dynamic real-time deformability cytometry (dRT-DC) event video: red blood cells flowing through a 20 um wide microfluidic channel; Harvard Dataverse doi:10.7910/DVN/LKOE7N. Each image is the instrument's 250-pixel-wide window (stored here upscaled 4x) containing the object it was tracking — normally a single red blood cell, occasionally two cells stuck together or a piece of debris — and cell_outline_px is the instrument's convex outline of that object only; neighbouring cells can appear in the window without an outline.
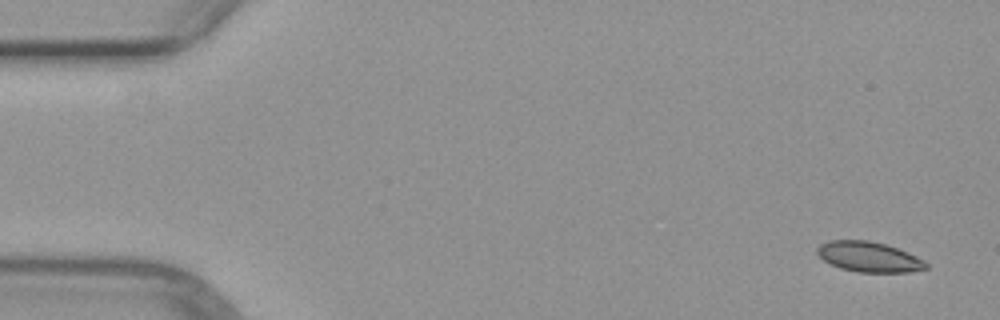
{"species": "common noctule bat (a hibernating species)", "species_latin": "Nyctalus noctula", "temperature_condition": "warm", "stored_images_in_passage": 4, "camera_frame_rate_fps": 3000, "um_per_image_px": 0.085, "animal": {"sex": "female", "body_mass_g": 29.2, "forearm_length_mm": 56.3}, "frame": {"image": 1, "passage_image": 1, "time_ms": 0.0, "image_size_px": [1000, 320], "cell_outline_px": [[928, 268], [908, 272], [856, 272], [840, 268], [824, 260], [816, 252], [816, 248], [820, 244], [828, 240], [868, 240], [884, 244], [908, 252], [924, 260], [928, 264]], "centroid_in_image_um": [73.85, 21.83], "position_along_channel_um": 11.2, "area_um2": 19.13}}
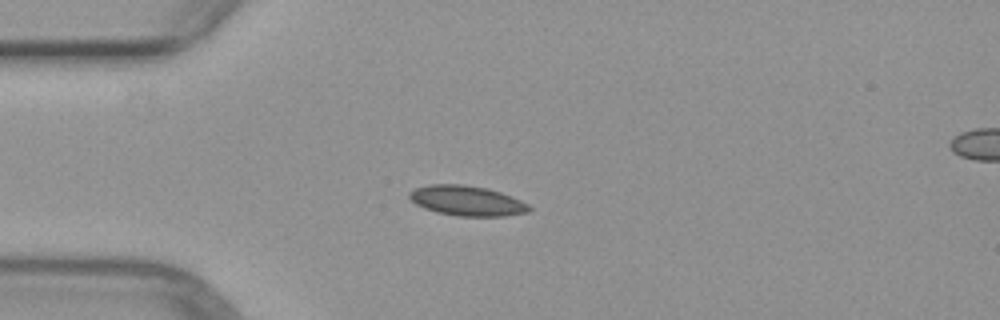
{"frame": {"image": 2, "passage_image": 3, "time_ms": 3.667, "image_size_px": [1000, 320], "cell_outline_px": [[532, 208], [528, 212], [504, 216], [460, 216], [436, 212], [424, 208], [416, 204], [408, 196], [408, 192], [416, 188], [428, 184], [464, 184], [488, 188], [512, 196], [528, 204]], "centroid_in_image_um": [39.69, 17.05], "position_along_channel_um": 45.3, "area_um2": 21.04}}